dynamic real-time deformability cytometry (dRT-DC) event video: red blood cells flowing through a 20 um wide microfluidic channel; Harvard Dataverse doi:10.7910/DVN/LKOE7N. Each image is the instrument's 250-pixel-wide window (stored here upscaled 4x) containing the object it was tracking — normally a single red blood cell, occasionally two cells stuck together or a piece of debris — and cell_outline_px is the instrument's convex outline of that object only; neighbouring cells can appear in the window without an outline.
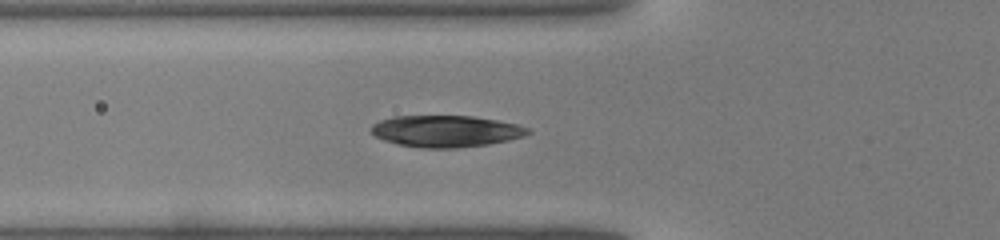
{"species": "common noctule bat (a hibernating species)", "species_latin": "Nyctalus noctula", "temperature_condition": "warm", "stored_images_in_passage": 30, "camera_frame_rate_fps": 3000, "um_per_image_px": 0.085, "animal": {"sex": "male", "body_mass_g": 19.0, "forearm_length_mm": 50.8}, "frame": {"image": 1, "passage_image": 2, "time_ms": 0.333, "image_size_px": [1000, 240], "cell_outline_px": [[532, 132], [524, 136], [508, 140], [488, 144], [456, 148], [420, 148], [400, 144], [384, 140], [376, 136], [372, 132], [372, 124], [380, 120], [392, 116], [472, 116], [496, 120], [516, 124], [528, 128]], "centroid_in_image_um": [37.9, 11.15], "position_along_channel_um": 87.9, "area_um2": 28.73}}
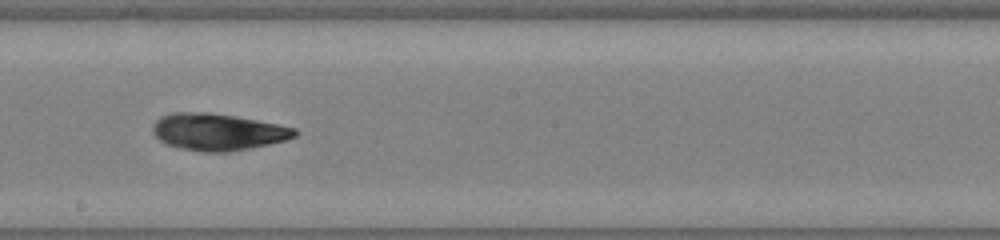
{"frame": {"image": 2, "passage_image": 11, "time_ms": 3.333, "image_size_px": [1000, 240], "cell_outline_px": [[300, 132], [296, 136], [284, 140], [268, 144], [228, 152], [200, 152], [180, 148], [168, 144], [160, 140], [152, 132], [152, 124], [160, 116], [172, 112], [208, 112], [256, 120], [296, 128]], "centroid_in_image_um": [18.48, 11.21], "position_along_channel_um": 229.7, "area_um2": 30.4}}
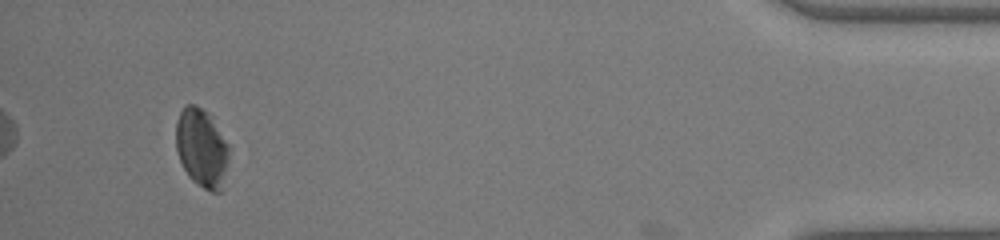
{"frame": {"image": 3, "passage_image": 27, "time_ms": 8.667, "image_size_px": [1000, 240], "cell_outline_px": [[228, 160], [220, 192], [212, 192], [204, 188], [192, 180], [188, 176], [180, 160], [176, 148], [176, 120], [180, 112], [188, 104], [196, 104], [208, 112], [228, 144]], "centroid_in_image_um": [17.13, 12.55], "position_along_channel_um": 418.1, "area_um2": 24.04}}